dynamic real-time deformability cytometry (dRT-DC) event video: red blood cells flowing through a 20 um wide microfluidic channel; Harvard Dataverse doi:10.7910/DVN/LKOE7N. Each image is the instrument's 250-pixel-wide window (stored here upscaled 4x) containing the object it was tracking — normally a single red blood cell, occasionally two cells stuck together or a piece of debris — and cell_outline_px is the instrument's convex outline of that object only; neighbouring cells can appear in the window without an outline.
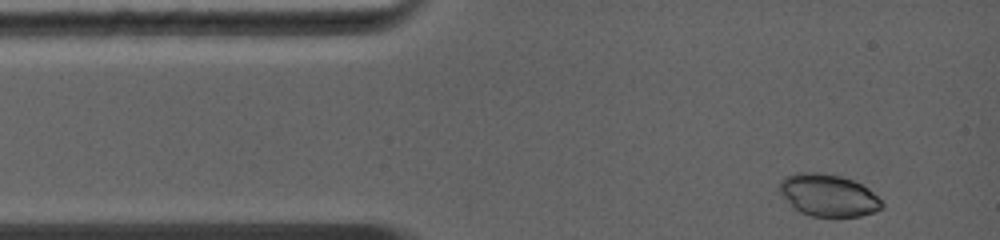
{"species": "common noctule bat (a hibernating species)", "species_latin": "Nyctalus noctula", "temperature_condition": "warm", "stored_images_in_passage": 3, "camera_frame_rate_fps": 5000, "um_per_image_px": 0.085, "animal": {"sex": "female", "body_mass_g": 19.0, "forearm_length_mm": 56.7}, "frame": {"image": 1, "passage_image": 1, "time_ms": 0.0, "image_size_px": [1000, 240], "cell_outline_px": [[884, 208], [876, 212], [860, 216], [812, 216], [800, 212], [780, 192], [780, 180], [784, 176], [800, 172], [816, 172], [840, 176], [852, 180], [868, 188], [884, 204]], "centroid_in_image_um": [70.43, 16.59], "position_along_channel_um": 14.6, "area_um2": 24.85}}